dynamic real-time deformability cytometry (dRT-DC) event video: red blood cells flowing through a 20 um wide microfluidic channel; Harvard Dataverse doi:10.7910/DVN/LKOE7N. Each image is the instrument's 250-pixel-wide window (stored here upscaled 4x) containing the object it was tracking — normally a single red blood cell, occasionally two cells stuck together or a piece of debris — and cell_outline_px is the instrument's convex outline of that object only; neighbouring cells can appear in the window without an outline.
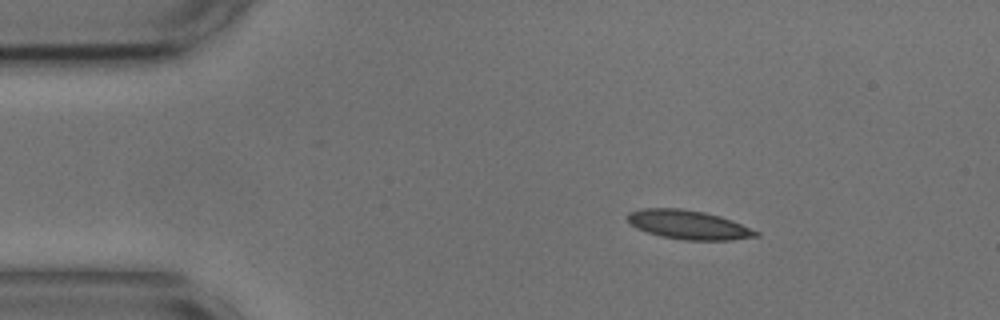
{"species": "common noctule bat (a hibernating species)", "species_latin": "Nyctalus noctula", "temperature_condition": "cold", "stored_images_in_passage": 47, "camera_frame_rate_fps": 3000, "um_per_image_px": 0.085, "animal": {"sex": "male", "body_mass_g": 17.9, "forearm_length_mm": 54.2}, "frame": {"image": 1, "passage_image": 1, "time_ms": 0.0, "image_size_px": [1000, 320], "cell_outline_px": [[760, 236], [732, 240], [684, 240], [660, 236], [636, 228], [628, 220], [628, 212], [640, 208], [680, 208], [704, 212], [720, 216], [732, 220], [760, 232]], "centroid_in_image_um": [58.54, 19.1], "position_along_channel_um": 26.5, "area_um2": 21.73}}
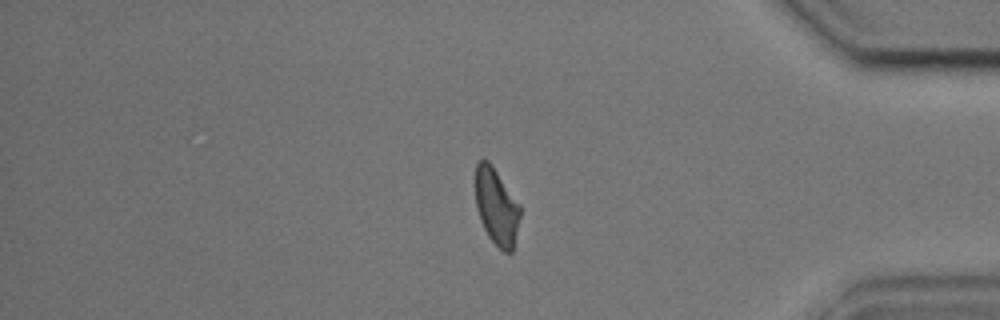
{"frame": {"image": 2, "passage_image": 38, "time_ms": 12.333, "image_size_px": [1000, 320], "cell_outline_px": [[520, 216], [512, 252], [504, 252], [488, 236], [480, 220], [476, 208], [476, 164], [480, 160], [488, 160], [492, 164], [520, 204]], "centroid_in_image_um": [42.2, 17.54], "position_along_channel_um": 393.0, "area_um2": 19.83}}
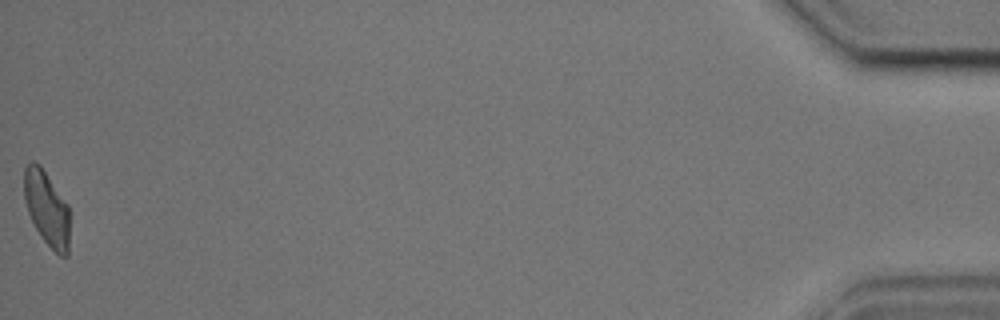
{"frame": {"image": 3, "passage_image": 47, "time_ms": 15.333, "image_size_px": [1000, 320], "cell_outline_px": [[68, 256], [60, 256], [44, 240], [36, 228], [28, 212], [24, 200], [24, 168], [32, 160], [40, 164], [68, 204]], "centroid_in_image_um": [3.96, 17.66], "position_along_channel_um": 431.2, "area_um2": 19.59}, "authors_computed_cell_mechanics": {"area_um2": 20.9814, "velocity_mm_per_s": 3.6464, "shape_relaxation_time_tau1_ms": 3.0954, "shape_relaxation_time_tau2_ms": 1.7799, "deformation_change_tau1": 0.1315, "deformation_change_tau2": 0.1097}}